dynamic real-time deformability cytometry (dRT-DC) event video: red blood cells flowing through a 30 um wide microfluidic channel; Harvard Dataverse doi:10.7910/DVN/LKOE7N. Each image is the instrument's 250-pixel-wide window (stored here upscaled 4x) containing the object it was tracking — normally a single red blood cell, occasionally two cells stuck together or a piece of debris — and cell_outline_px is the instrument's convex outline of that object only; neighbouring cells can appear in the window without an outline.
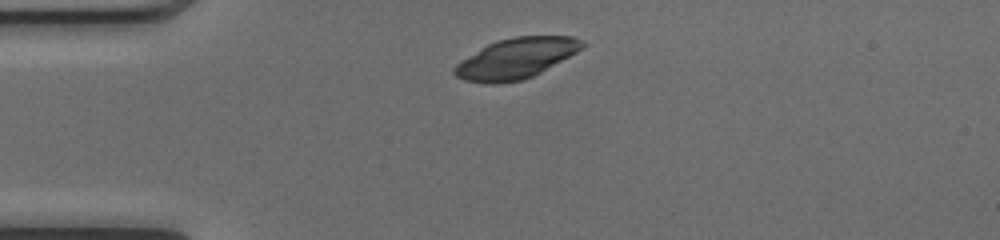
{"species": "common noctule bat (a hibernating species)", "species_latin": "Nyctalus noctula", "temperature_condition": "cold", "stored_images_in_passage": 39, "camera_frame_rate_fps": 3000, "um_per_image_px": 0.085, "animal": {"sex": "female", "body_mass_g": 17.0, "forearm_length_mm": 48.0}, "frame": {"image": 1, "passage_image": 1, "time_ms": 0.0, "image_size_px": [1000, 240], "cell_outline_px": [[588, 44], [584, 48], [540, 72], [532, 76], [520, 80], [492, 84], [464, 80], [456, 76], [452, 72], [452, 68], [460, 60], [488, 44], [500, 40], [516, 36], [572, 36], [584, 40]], "centroid_in_image_um": [43.87, 4.95], "position_along_channel_um": 41.1, "area_um2": 29.94}}
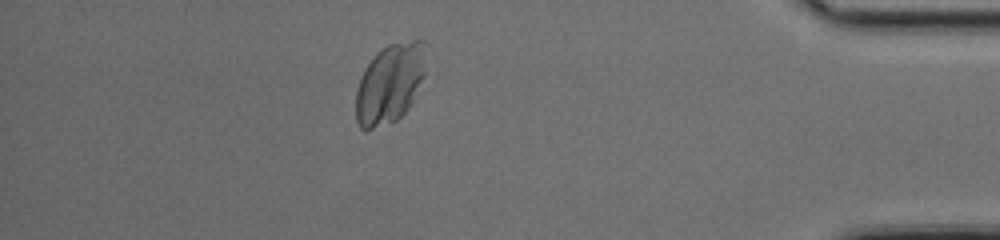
{"frame": {"image": 2, "passage_image": 33, "time_ms": 10.667, "image_size_px": [1000, 240], "cell_outline_px": [[424, 76], [408, 108], [396, 120], [372, 128], [360, 128], [356, 120], [356, 92], [364, 68], [376, 52], [388, 44], [412, 40], [424, 40]], "centroid_in_image_um": [33.12, 7.07], "position_along_channel_um": 402.1, "area_um2": 31.96}}